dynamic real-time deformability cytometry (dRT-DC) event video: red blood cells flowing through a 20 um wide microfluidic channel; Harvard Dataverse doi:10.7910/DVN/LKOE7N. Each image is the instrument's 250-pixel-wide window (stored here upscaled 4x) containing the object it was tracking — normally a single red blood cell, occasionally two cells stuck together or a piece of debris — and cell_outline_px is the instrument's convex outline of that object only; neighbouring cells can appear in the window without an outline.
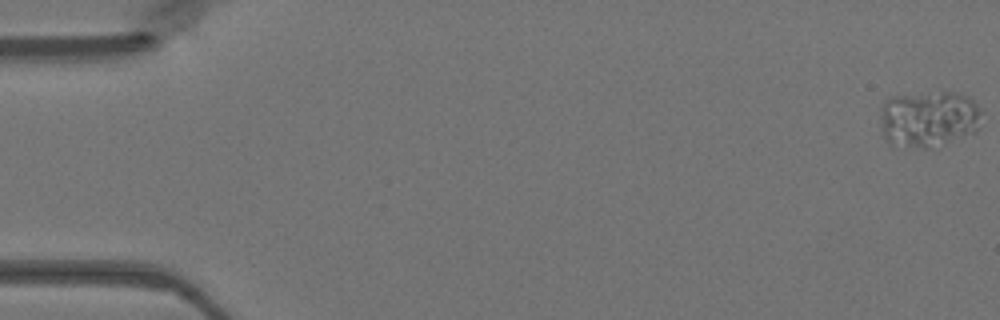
{"species": "Egyptian fruit bat (a non-hibernating species)", "species_latin": "Rousettus aegyptiacus", "temperature_condition": "warm", "stored_images_in_passage": 42, "camera_frame_rate_fps": 3000, "um_per_image_px": 0.085, "animal": {"sex": "female"}, "frame": {"image": 1, "passage_image": 1, "time_ms": 0.0, "image_size_px": [1000, 320], "cell_outline_px": [[980, 112], [976, 132], [928, 148], [892, 148], [884, 136], [880, 128], [880, 108], [884, 100], [892, 96], [940, 92], [960, 92], [972, 96]], "centroid_in_image_um": [78.86, 10.11], "position_along_channel_um": 6.1, "area_um2": 33.87}}
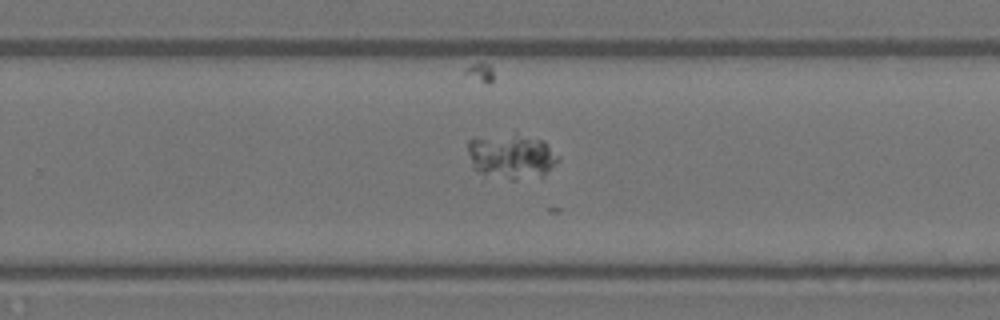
{"frame": {"image": 2, "passage_image": 32, "time_ms": 10.333, "image_size_px": [1000, 320], "cell_outline_px": [[560, 160], [544, 176], [516, 180], [512, 180], [476, 172], [472, 168], [468, 152], [468, 140], [544, 140], [560, 156]], "centroid_in_image_um": [43.55, 13.45], "position_along_channel_um": 286.3, "area_um2": 21.96}}
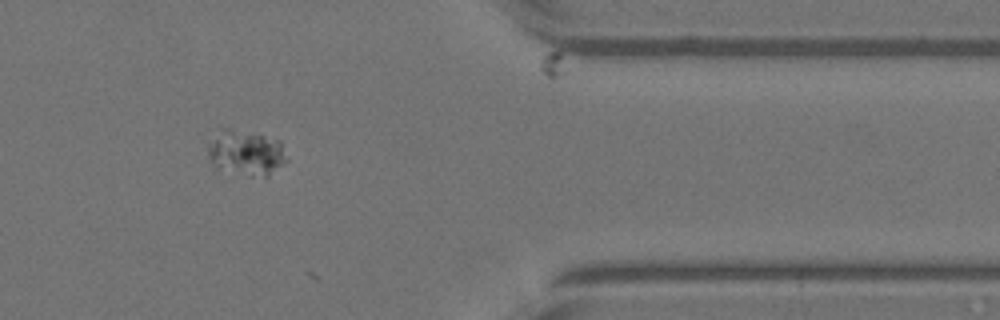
{"frame": {"image": 3, "passage_image": 41, "time_ms": 13.333, "image_size_px": [1000, 320], "cell_outline_px": [[288, 160], [284, 164], [268, 176], [252, 176], [216, 168], [212, 164], [208, 156], [208, 144], [220, 128], [228, 128], [264, 136], [280, 140]], "centroid_in_image_um": [20.91, 12.99], "position_along_channel_um": 390.5, "area_um2": 20.69}}